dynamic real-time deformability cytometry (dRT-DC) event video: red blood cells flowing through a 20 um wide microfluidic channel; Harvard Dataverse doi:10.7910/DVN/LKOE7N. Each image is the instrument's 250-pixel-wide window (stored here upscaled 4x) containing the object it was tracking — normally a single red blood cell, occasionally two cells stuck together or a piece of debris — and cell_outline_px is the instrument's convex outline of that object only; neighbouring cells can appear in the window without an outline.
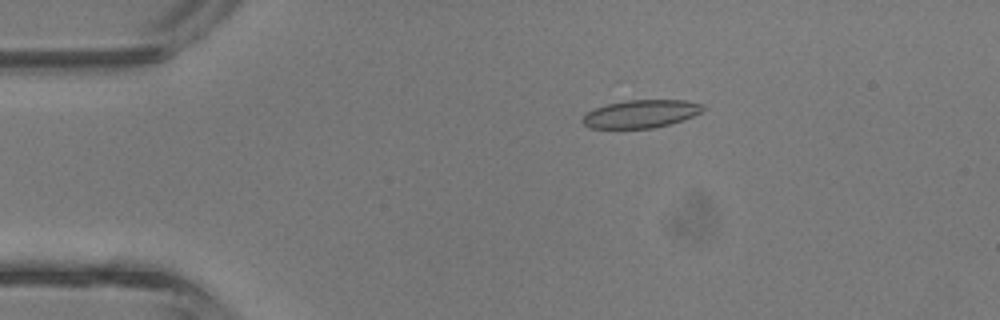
{"species": "common noctule bat (a hibernating species)", "species_latin": "Nyctalus noctula", "temperature_condition": "room temperature", "stored_images_in_passage": 38, "camera_frame_rate_fps": 3000, "um_per_image_px": 0.085, "animal": {"sex": "male", "body_mass_g": 13.3}, "frame": {"image": 1, "passage_image": 4, "time_ms": 1.0, "image_size_px": [1000, 320], "cell_outline_px": [[704, 108], [700, 112], [684, 120], [672, 124], [652, 128], [588, 128], [580, 120], [588, 112], [596, 108], [608, 104], [628, 100], [684, 100], [704, 104]], "centroid_in_image_um": [54.49, 9.68], "position_along_channel_um": 30.5, "area_um2": 19.54}}
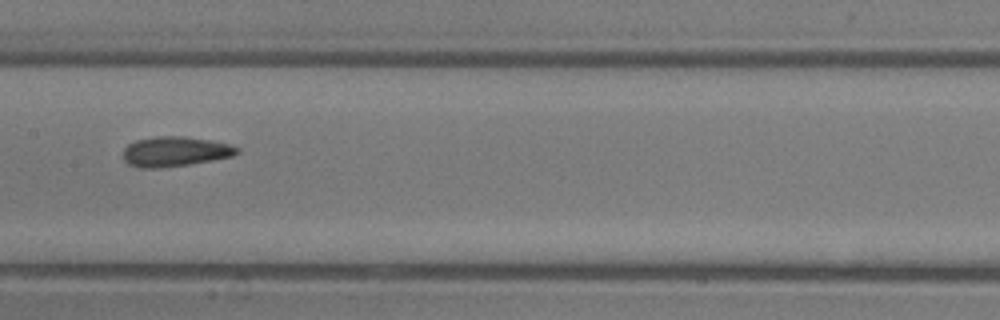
{"frame": {"image": 2, "passage_image": 17, "time_ms": 5.333, "image_size_px": [1000, 320], "cell_outline_px": [[240, 152], [232, 156], [212, 160], [188, 164], [160, 168], [140, 168], [128, 164], [124, 160], [124, 148], [128, 144], [136, 140], [156, 136], [184, 136], [212, 140], [228, 144], [240, 148]], "centroid_in_image_um": [14.88, 12.87], "position_along_channel_um": 192.5, "area_um2": 19.88}}
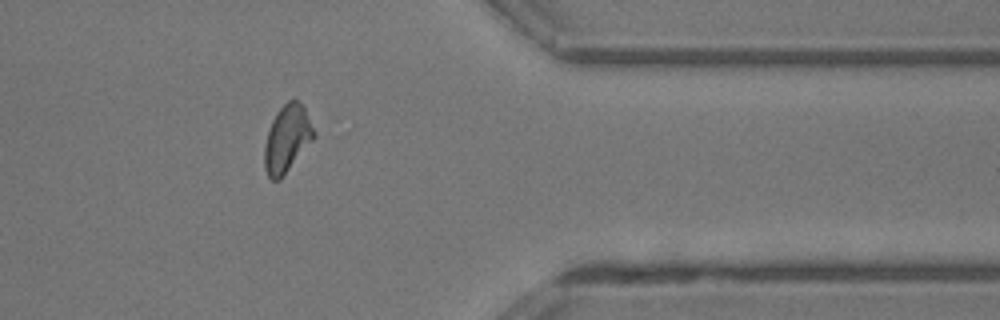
{"frame": {"image": 3, "passage_image": 30, "time_ms": 9.667, "image_size_px": [1000, 320], "cell_outline_px": [[316, 136], [280, 180], [272, 180], [268, 176], [264, 168], [264, 144], [272, 120], [276, 112], [292, 96], [304, 108], [316, 132]], "centroid_in_image_um": [24.39, 11.79], "position_along_channel_um": 387.0, "area_um2": 19.36}, "authors_computed_cell_mechanics": {"area_um2": 19.4786, "velocity_mm_per_s": 4.9217, "shape_relaxation_time_tau1_ms": null, "shape_relaxation_time_tau2_ms": 2.5938, "deformation_change_tau1": null, "deformation_change_tau2": 0.1075}}